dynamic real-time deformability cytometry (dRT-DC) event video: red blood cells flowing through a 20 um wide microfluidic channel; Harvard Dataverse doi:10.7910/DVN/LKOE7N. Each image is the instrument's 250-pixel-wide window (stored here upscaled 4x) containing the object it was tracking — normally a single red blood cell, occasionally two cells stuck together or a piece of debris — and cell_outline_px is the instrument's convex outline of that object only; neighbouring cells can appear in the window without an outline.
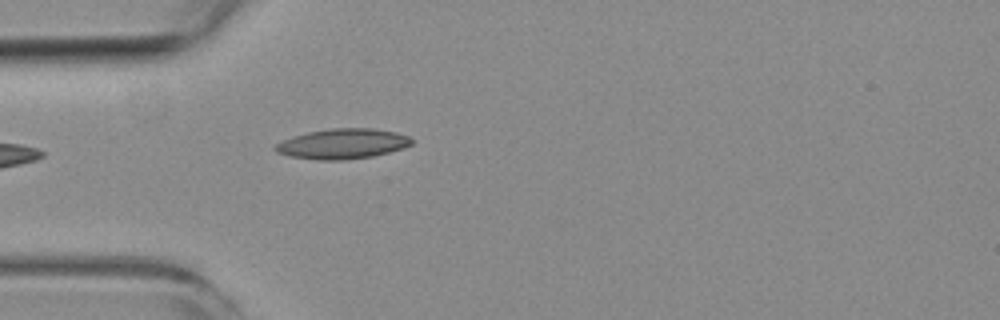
{"species": "common noctule bat (a hibernating species)", "species_latin": "Nyctalus noctula", "temperature_condition": "room temperature", "stored_images_in_passage": 1, "camera_frame_rate_fps": 3000, "um_per_image_px": 0.085, "animal": {"sex": "female", "body_mass_g": 19.3, "forearm_length_mm": 54.1}, "frame": {"image": 1, "passage_image": 1, "time_ms": 0.0, "image_size_px": [1000, 320], "cell_outline_px": [[412, 144], [404, 148], [372, 156], [344, 160], [316, 160], [288, 156], [276, 152], [272, 148], [276, 144], [292, 136], [308, 132], [332, 128], [372, 128], [396, 132], [408, 136], [412, 140]], "centroid_in_image_um": [29.09, 12.22], "position_along_channel_um": 55.9, "area_um2": 23.99}}